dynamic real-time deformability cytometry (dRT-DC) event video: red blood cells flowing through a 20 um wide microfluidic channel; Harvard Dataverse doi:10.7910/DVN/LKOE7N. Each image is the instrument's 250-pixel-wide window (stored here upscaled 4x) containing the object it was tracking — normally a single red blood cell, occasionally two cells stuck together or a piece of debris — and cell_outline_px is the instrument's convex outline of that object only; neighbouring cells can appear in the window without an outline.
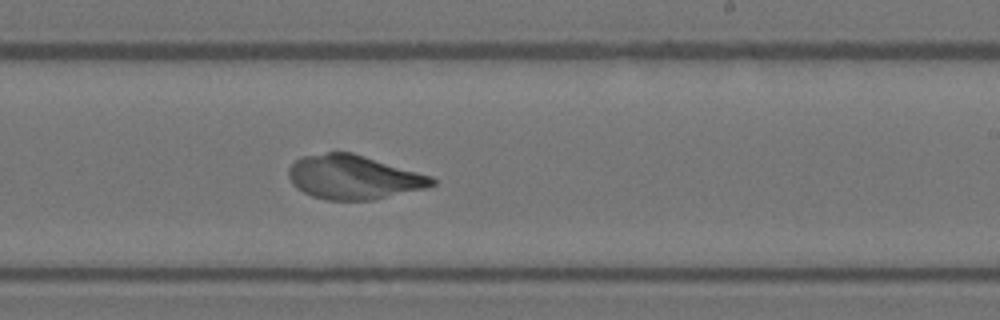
{"species": "Egyptian fruit bat (a non-hibernating species)", "species_latin": "Rousettus aegyptiacus", "temperature_condition": "warm", "stored_images_in_passage": 44, "camera_frame_rate_fps": 3000, "um_per_image_px": 0.085, "animal": {"sex": "female"}, "frame": {"image": 1, "passage_image": 26, "time_ms": 8.333, "image_size_px": [1000, 320], "cell_outline_px": [[436, 184], [428, 188], [372, 200], [324, 200], [312, 196], [296, 188], [292, 184], [288, 176], [288, 168], [300, 156], [328, 152], [352, 152], [432, 176], [436, 180]], "centroid_in_image_um": [30.05, 15.06], "position_along_channel_um": 258.9, "area_um2": 37.05}}
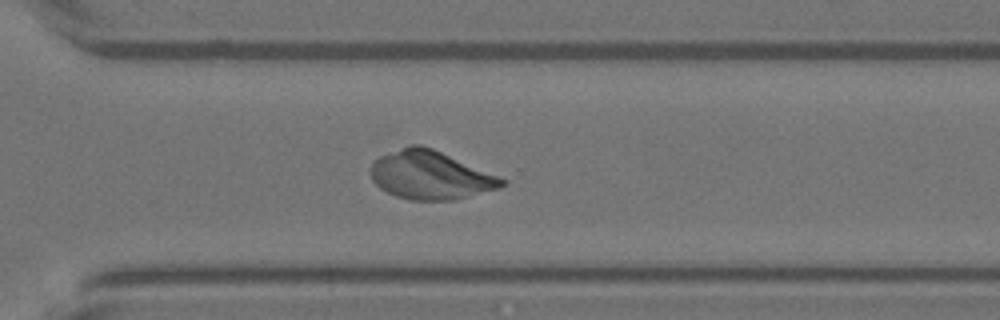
{"frame": {"image": 2, "passage_image": 31, "time_ms": 10.0, "image_size_px": [1000, 320], "cell_outline_px": [[508, 180], [500, 188], [452, 200], [408, 200], [396, 196], [380, 188], [372, 180], [372, 164], [380, 156], [408, 144], [420, 144], [432, 148]], "centroid_in_image_um": [36.58, 14.88], "position_along_channel_um": 334.0, "area_um2": 36.7}}
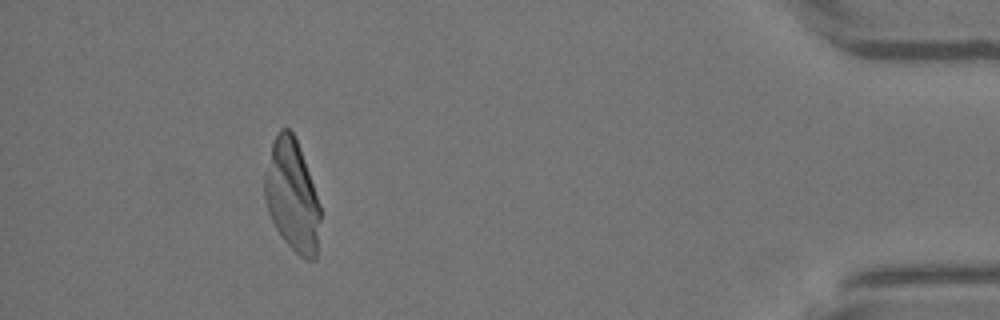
{"frame": {"image": 3, "passage_image": 40, "time_ms": 13.0, "image_size_px": [1000, 320], "cell_outline_px": [[320, 220], [316, 260], [304, 260], [280, 236], [268, 212], [264, 196], [264, 176], [272, 144], [276, 132], [280, 128], [288, 128], [292, 132], [300, 148], [320, 204]], "centroid_in_image_um": [24.83, 16.65], "position_along_channel_um": 410.4, "area_um2": 36.13}}